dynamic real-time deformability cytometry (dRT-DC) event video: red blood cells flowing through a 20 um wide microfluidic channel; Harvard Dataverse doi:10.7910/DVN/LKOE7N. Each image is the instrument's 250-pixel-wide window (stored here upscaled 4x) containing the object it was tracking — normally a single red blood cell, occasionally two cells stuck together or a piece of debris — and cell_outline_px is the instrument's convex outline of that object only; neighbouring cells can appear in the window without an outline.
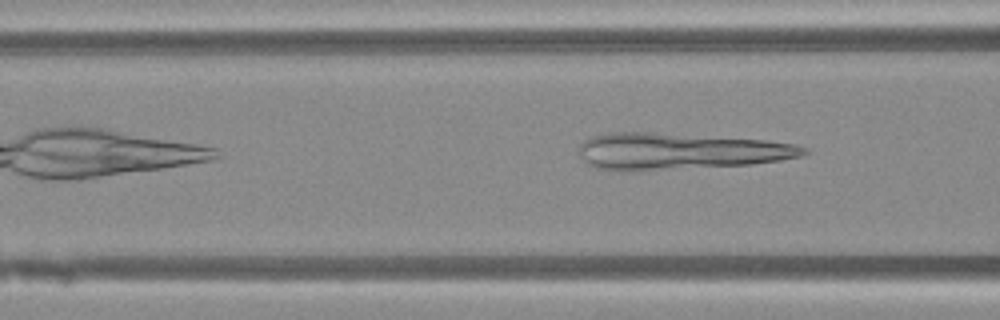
{"species": "Egyptian fruit bat (a non-hibernating species)", "species_latin": "Rousettus aegyptiacus", "temperature_condition": "warm", "stored_images_in_passage": 5, "camera_frame_rate_fps": 3000, "um_per_image_px": 0.085, "animal": {"sex": "female"}, "frame": {"image": 1, "passage_image": 5, "time_ms": 1.333, "image_size_px": [1000, 320], "cell_outline_px": [[808, 152], [804, 156], [780, 160], [752, 164], [636, 172], [632, 172], [596, 168], [588, 164], [580, 156], [580, 144], [584, 140], [592, 136], [608, 132], [652, 132], [768, 140], [796, 144], [808, 148]], "centroid_in_image_um": [57.78, 12.86], "position_along_channel_um": 108.8, "area_um2": 48.55}}